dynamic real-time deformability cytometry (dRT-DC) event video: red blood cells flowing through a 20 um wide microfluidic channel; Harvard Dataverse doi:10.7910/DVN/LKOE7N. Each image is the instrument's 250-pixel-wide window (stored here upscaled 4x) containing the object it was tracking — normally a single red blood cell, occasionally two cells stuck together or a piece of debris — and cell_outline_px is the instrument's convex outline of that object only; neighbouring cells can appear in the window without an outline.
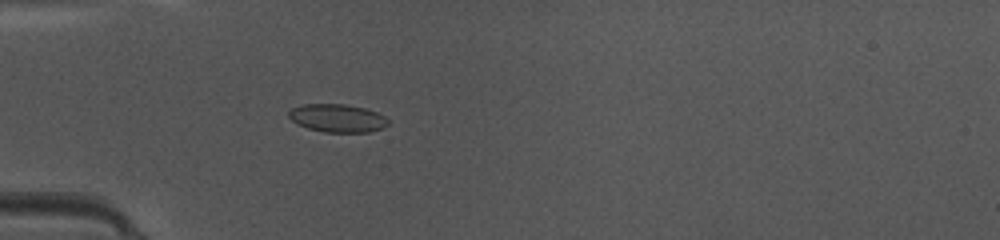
{"species": "common noctule bat (a hibernating species)", "species_latin": "Nyctalus noctula", "temperature_condition": "warm", "stored_images_in_passage": 5, "camera_frame_rate_fps": 3000, "um_per_image_px": 0.085, "animal": {"sex": "female", "body_mass_g": 10.0, "forearm_length_mm": 53.1}, "frame": {"image": 1, "passage_image": 2, "time_ms": 0.333, "image_size_px": [1000, 240], "cell_outline_px": [[388, 124], [384, 128], [368, 132], [324, 132], [308, 128], [296, 124], [288, 116], [288, 112], [292, 108], [304, 104], [344, 104], [364, 108], [376, 112], [384, 116], [388, 120]], "centroid_in_image_um": [28.67, 10.04], "position_along_channel_um": 56.3, "area_um2": 16.24}}
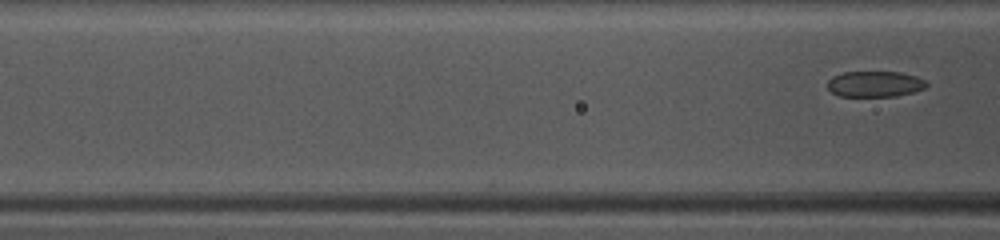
{"frame": {"image": 2, "passage_image": 5, "time_ms": 1.333, "image_size_px": [1000, 240], "cell_outline_px": [[928, 84], [924, 88], [912, 92], [896, 96], [840, 96], [832, 92], [828, 88], [828, 80], [832, 76], [844, 72], [900, 72], [916, 76], [924, 80]], "centroid_in_image_um": [74.35, 7.13], "position_along_channel_um": 92.3, "area_um2": 14.8}}